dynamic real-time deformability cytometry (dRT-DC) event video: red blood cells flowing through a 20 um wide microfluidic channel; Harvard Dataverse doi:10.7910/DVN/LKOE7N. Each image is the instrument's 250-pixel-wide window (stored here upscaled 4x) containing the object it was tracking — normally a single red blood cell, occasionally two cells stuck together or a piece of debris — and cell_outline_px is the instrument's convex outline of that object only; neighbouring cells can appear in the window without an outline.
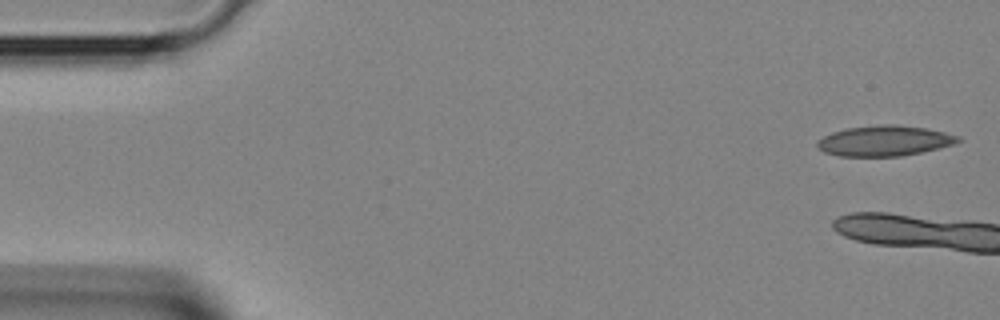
{"species": "Egyptian fruit bat (a non-hibernating species)", "species_latin": "Rousettus aegyptiacus", "temperature_condition": "room temperature", "stored_images_in_passage": 8, "camera_frame_rate_fps": 3000, "um_per_image_px": 0.085, "animal": {"sex": "female"}, "frame": {"image": 1, "passage_image": 1, "time_ms": 0.0, "image_size_px": [1000, 320], "cell_outline_px": [[964, 140], [940, 148], [900, 156], [840, 156], [824, 152], [816, 144], [816, 140], [832, 132], [844, 128], [880, 124], [896, 124], [928, 128], [960, 136]], "centroid_in_image_um": [75.19, 11.95], "position_along_channel_um": 9.8, "area_um2": 25.14}}